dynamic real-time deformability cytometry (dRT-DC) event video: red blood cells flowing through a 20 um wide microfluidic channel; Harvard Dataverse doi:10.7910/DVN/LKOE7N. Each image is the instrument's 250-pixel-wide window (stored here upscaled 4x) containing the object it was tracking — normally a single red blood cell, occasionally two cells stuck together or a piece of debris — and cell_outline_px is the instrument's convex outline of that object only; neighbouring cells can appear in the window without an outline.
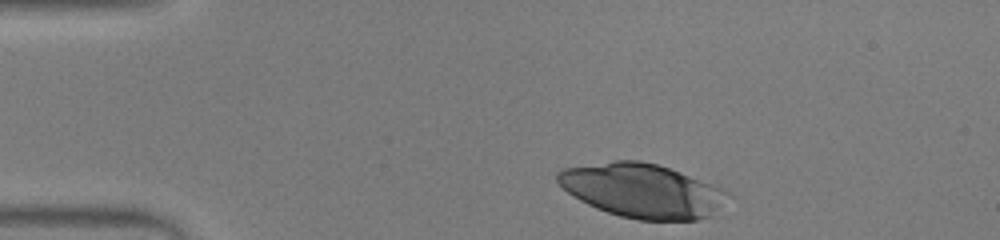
{"species": "human", "species_latin": "Homo sapiens", "temperature_condition": "warm", "stored_images_in_passage": 37, "camera_frame_rate_fps": 3000, "um_per_image_px": 0.085, "donor": {"sex": "male"}, "frame": {"image": 1, "passage_image": 1, "time_ms": 0.0, "image_size_px": [1000, 240], "cell_outline_px": [[736, 196], [712, 216], [696, 220], [640, 220], [620, 216], [596, 208], [580, 200], [568, 192], [556, 180], [556, 172], [564, 168], [616, 160], [640, 160], [656, 164], [728, 188]], "centroid_in_image_um": [54.73, 16.21], "position_along_channel_um": 30.3, "area_um2": 54.33}}